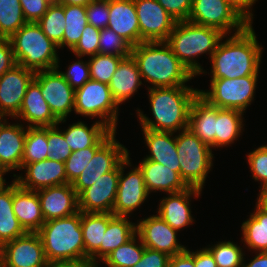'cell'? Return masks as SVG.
I'll list each match as a JSON object with an SVG mask.
<instances>
[{"label":"cell","instance_id":"11a10c76","mask_svg":"<svg viewBox=\"0 0 267 267\" xmlns=\"http://www.w3.org/2000/svg\"><path fill=\"white\" fill-rule=\"evenodd\" d=\"M229 5L248 23L253 24V7L258 0H226ZM254 5V6H253Z\"/></svg>","mask_w":267,"mask_h":267},{"label":"cell","instance_id":"f907efd6","mask_svg":"<svg viewBox=\"0 0 267 267\" xmlns=\"http://www.w3.org/2000/svg\"><path fill=\"white\" fill-rule=\"evenodd\" d=\"M176 21L188 20L193 0H157Z\"/></svg>","mask_w":267,"mask_h":267},{"label":"cell","instance_id":"7dc6e473","mask_svg":"<svg viewBox=\"0 0 267 267\" xmlns=\"http://www.w3.org/2000/svg\"><path fill=\"white\" fill-rule=\"evenodd\" d=\"M100 32V29L95 28L93 25L87 24L82 31L79 42L70 53L83 58L87 57L85 59L98 54Z\"/></svg>","mask_w":267,"mask_h":267},{"label":"cell","instance_id":"277c9868","mask_svg":"<svg viewBox=\"0 0 267 267\" xmlns=\"http://www.w3.org/2000/svg\"><path fill=\"white\" fill-rule=\"evenodd\" d=\"M225 36L220 30L197 25L189 21H177L170 33L167 43L177 58L195 76H200L205 70L198 59L205 54L209 60L219 42Z\"/></svg>","mask_w":267,"mask_h":267},{"label":"cell","instance_id":"be15d7a7","mask_svg":"<svg viewBox=\"0 0 267 267\" xmlns=\"http://www.w3.org/2000/svg\"><path fill=\"white\" fill-rule=\"evenodd\" d=\"M9 173L0 163V179L5 183L6 182V178H4V176Z\"/></svg>","mask_w":267,"mask_h":267},{"label":"cell","instance_id":"d6986e66","mask_svg":"<svg viewBox=\"0 0 267 267\" xmlns=\"http://www.w3.org/2000/svg\"><path fill=\"white\" fill-rule=\"evenodd\" d=\"M202 190L189 187L185 191L167 194L159 200L156 214L159 215L174 230L180 232L195 223L191 207L192 198L197 200L202 196Z\"/></svg>","mask_w":267,"mask_h":267},{"label":"cell","instance_id":"e575fe53","mask_svg":"<svg viewBox=\"0 0 267 267\" xmlns=\"http://www.w3.org/2000/svg\"><path fill=\"white\" fill-rule=\"evenodd\" d=\"M112 213L81 212V229L85 248V261L100 247Z\"/></svg>","mask_w":267,"mask_h":267},{"label":"cell","instance_id":"3957f363","mask_svg":"<svg viewBox=\"0 0 267 267\" xmlns=\"http://www.w3.org/2000/svg\"><path fill=\"white\" fill-rule=\"evenodd\" d=\"M132 57L148 88L190 86L195 76L177 58L166 41L142 42L132 46Z\"/></svg>","mask_w":267,"mask_h":267},{"label":"cell","instance_id":"6125c7cd","mask_svg":"<svg viewBox=\"0 0 267 267\" xmlns=\"http://www.w3.org/2000/svg\"><path fill=\"white\" fill-rule=\"evenodd\" d=\"M54 1L64 5H77L86 7L92 0H54Z\"/></svg>","mask_w":267,"mask_h":267},{"label":"cell","instance_id":"ac0fdd59","mask_svg":"<svg viewBox=\"0 0 267 267\" xmlns=\"http://www.w3.org/2000/svg\"><path fill=\"white\" fill-rule=\"evenodd\" d=\"M13 178L19 186L27 190L37 191L42 188L69 183L65 173V163L45 159L43 161L25 164ZM24 174V175H23Z\"/></svg>","mask_w":267,"mask_h":267},{"label":"cell","instance_id":"83f0119b","mask_svg":"<svg viewBox=\"0 0 267 267\" xmlns=\"http://www.w3.org/2000/svg\"><path fill=\"white\" fill-rule=\"evenodd\" d=\"M13 211L26 232H38L45 222L37 192L22 188L14 179Z\"/></svg>","mask_w":267,"mask_h":267},{"label":"cell","instance_id":"484cf974","mask_svg":"<svg viewBox=\"0 0 267 267\" xmlns=\"http://www.w3.org/2000/svg\"><path fill=\"white\" fill-rule=\"evenodd\" d=\"M107 28L123 37L132 46L140 43V28L134 0H109Z\"/></svg>","mask_w":267,"mask_h":267},{"label":"cell","instance_id":"816d5d0a","mask_svg":"<svg viewBox=\"0 0 267 267\" xmlns=\"http://www.w3.org/2000/svg\"><path fill=\"white\" fill-rule=\"evenodd\" d=\"M27 22H37L54 0H19Z\"/></svg>","mask_w":267,"mask_h":267},{"label":"cell","instance_id":"9a60e30c","mask_svg":"<svg viewBox=\"0 0 267 267\" xmlns=\"http://www.w3.org/2000/svg\"><path fill=\"white\" fill-rule=\"evenodd\" d=\"M136 234L146 248H151L174 256L187 249L178 240V231L174 230L159 215L152 214L136 220Z\"/></svg>","mask_w":267,"mask_h":267},{"label":"cell","instance_id":"2e32d148","mask_svg":"<svg viewBox=\"0 0 267 267\" xmlns=\"http://www.w3.org/2000/svg\"><path fill=\"white\" fill-rule=\"evenodd\" d=\"M140 28V43L167 41L177 21L157 0H134Z\"/></svg>","mask_w":267,"mask_h":267},{"label":"cell","instance_id":"7bdbcfd3","mask_svg":"<svg viewBox=\"0 0 267 267\" xmlns=\"http://www.w3.org/2000/svg\"><path fill=\"white\" fill-rule=\"evenodd\" d=\"M123 56L96 54L89 57V72L90 79L99 81L104 84H109L111 77L115 73Z\"/></svg>","mask_w":267,"mask_h":267},{"label":"cell","instance_id":"44dd1931","mask_svg":"<svg viewBox=\"0 0 267 267\" xmlns=\"http://www.w3.org/2000/svg\"><path fill=\"white\" fill-rule=\"evenodd\" d=\"M44 220L65 218L79 212L78 195L71 183L36 191Z\"/></svg>","mask_w":267,"mask_h":267},{"label":"cell","instance_id":"cb8c5ba5","mask_svg":"<svg viewBox=\"0 0 267 267\" xmlns=\"http://www.w3.org/2000/svg\"><path fill=\"white\" fill-rule=\"evenodd\" d=\"M143 173L146 189L151 193L164 192L165 195L182 192L189 187L182 180L180 174L174 168H168L162 164L142 159L137 165Z\"/></svg>","mask_w":267,"mask_h":267},{"label":"cell","instance_id":"8992f818","mask_svg":"<svg viewBox=\"0 0 267 267\" xmlns=\"http://www.w3.org/2000/svg\"><path fill=\"white\" fill-rule=\"evenodd\" d=\"M9 40L17 65L34 72L56 68L59 47L43 33L37 22H26Z\"/></svg>","mask_w":267,"mask_h":267},{"label":"cell","instance_id":"7a4b0ae2","mask_svg":"<svg viewBox=\"0 0 267 267\" xmlns=\"http://www.w3.org/2000/svg\"><path fill=\"white\" fill-rule=\"evenodd\" d=\"M149 110L153 118L136 108L141 129L172 132L188 129L189 111L199 89L192 86L148 88Z\"/></svg>","mask_w":267,"mask_h":267},{"label":"cell","instance_id":"8fae6325","mask_svg":"<svg viewBox=\"0 0 267 267\" xmlns=\"http://www.w3.org/2000/svg\"><path fill=\"white\" fill-rule=\"evenodd\" d=\"M187 21L216 28L225 35L239 33L249 25L226 0H193Z\"/></svg>","mask_w":267,"mask_h":267},{"label":"cell","instance_id":"52a82bcc","mask_svg":"<svg viewBox=\"0 0 267 267\" xmlns=\"http://www.w3.org/2000/svg\"><path fill=\"white\" fill-rule=\"evenodd\" d=\"M176 148L182 180L188 187L203 191L208 174L214 166L212 148L188 129L176 133Z\"/></svg>","mask_w":267,"mask_h":267},{"label":"cell","instance_id":"b9f144b4","mask_svg":"<svg viewBox=\"0 0 267 267\" xmlns=\"http://www.w3.org/2000/svg\"><path fill=\"white\" fill-rule=\"evenodd\" d=\"M215 243L205 247L213 255L218 267H242L246 251L237 242L225 239Z\"/></svg>","mask_w":267,"mask_h":267},{"label":"cell","instance_id":"d4e9b609","mask_svg":"<svg viewBox=\"0 0 267 267\" xmlns=\"http://www.w3.org/2000/svg\"><path fill=\"white\" fill-rule=\"evenodd\" d=\"M144 84L138 65L132 55L123 58L108 84L113 99L121 106L131 100Z\"/></svg>","mask_w":267,"mask_h":267},{"label":"cell","instance_id":"9f6ffc18","mask_svg":"<svg viewBox=\"0 0 267 267\" xmlns=\"http://www.w3.org/2000/svg\"><path fill=\"white\" fill-rule=\"evenodd\" d=\"M169 267H195L194 251L187 247L185 251L170 256Z\"/></svg>","mask_w":267,"mask_h":267},{"label":"cell","instance_id":"60d3db41","mask_svg":"<svg viewBox=\"0 0 267 267\" xmlns=\"http://www.w3.org/2000/svg\"><path fill=\"white\" fill-rule=\"evenodd\" d=\"M26 22L19 0H0V37L10 38Z\"/></svg>","mask_w":267,"mask_h":267},{"label":"cell","instance_id":"30bf717a","mask_svg":"<svg viewBox=\"0 0 267 267\" xmlns=\"http://www.w3.org/2000/svg\"><path fill=\"white\" fill-rule=\"evenodd\" d=\"M130 155L128 150V156L120 163L117 196L112 214L132 218L134 211H138L139 207L142 208L141 206L148 202L150 194L146 189L142 171L136 164L134 166ZM127 167H130L129 171L125 170Z\"/></svg>","mask_w":267,"mask_h":267},{"label":"cell","instance_id":"5bb4252c","mask_svg":"<svg viewBox=\"0 0 267 267\" xmlns=\"http://www.w3.org/2000/svg\"><path fill=\"white\" fill-rule=\"evenodd\" d=\"M1 267H47L38 232H26L0 247Z\"/></svg>","mask_w":267,"mask_h":267},{"label":"cell","instance_id":"bcb514c9","mask_svg":"<svg viewBox=\"0 0 267 267\" xmlns=\"http://www.w3.org/2000/svg\"><path fill=\"white\" fill-rule=\"evenodd\" d=\"M75 61L70 62L68 67H65V71H61L60 69V59L58 60L56 68L63 75L65 80L70 84V86L76 90L82 87L87 81L90 80V72H89V62L88 60H83V57L75 56Z\"/></svg>","mask_w":267,"mask_h":267},{"label":"cell","instance_id":"680465c9","mask_svg":"<svg viewBox=\"0 0 267 267\" xmlns=\"http://www.w3.org/2000/svg\"><path fill=\"white\" fill-rule=\"evenodd\" d=\"M244 255L242 267H267V252H255L252 258ZM247 257V259L245 258Z\"/></svg>","mask_w":267,"mask_h":267},{"label":"cell","instance_id":"6f0895ef","mask_svg":"<svg viewBox=\"0 0 267 267\" xmlns=\"http://www.w3.org/2000/svg\"><path fill=\"white\" fill-rule=\"evenodd\" d=\"M194 266L195 267H218L213 255L206 248L202 247L196 249L194 252Z\"/></svg>","mask_w":267,"mask_h":267},{"label":"cell","instance_id":"03108f58","mask_svg":"<svg viewBox=\"0 0 267 267\" xmlns=\"http://www.w3.org/2000/svg\"><path fill=\"white\" fill-rule=\"evenodd\" d=\"M2 184H4V182L0 179V186H1Z\"/></svg>","mask_w":267,"mask_h":267},{"label":"cell","instance_id":"ba28073f","mask_svg":"<svg viewBox=\"0 0 267 267\" xmlns=\"http://www.w3.org/2000/svg\"><path fill=\"white\" fill-rule=\"evenodd\" d=\"M119 105L113 99L107 84L90 79L75 90L74 114L96 119L117 132ZM100 119V120H99Z\"/></svg>","mask_w":267,"mask_h":267},{"label":"cell","instance_id":"f6af8a7d","mask_svg":"<svg viewBox=\"0 0 267 267\" xmlns=\"http://www.w3.org/2000/svg\"><path fill=\"white\" fill-rule=\"evenodd\" d=\"M132 45L109 28L101 29L99 36L100 54L128 57L131 55Z\"/></svg>","mask_w":267,"mask_h":267},{"label":"cell","instance_id":"d6a6232c","mask_svg":"<svg viewBox=\"0 0 267 267\" xmlns=\"http://www.w3.org/2000/svg\"><path fill=\"white\" fill-rule=\"evenodd\" d=\"M26 233L13 211V180L0 186V247Z\"/></svg>","mask_w":267,"mask_h":267},{"label":"cell","instance_id":"6da1fadb","mask_svg":"<svg viewBox=\"0 0 267 267\" xmlns=\"http://www.w3.org/2000/svg\"><path fill=\"white\" fill-rule=\"evenodd\" d=\"M257 39L252 24L239 33L225 35L210 58V73L204 70L201 75L208 73L210 79L259 75L264 48Z\"/></svg>","mask_w":267,"mask_h":267},{"label":"cell","instance_id":"91938a15","mask_svg":"<svg viewBox=\"0 0 267 267\" xmlns=\"http://www.w3.org/2000/svg\"><path fill=\"white\" fill-rule=\"evenodd\" d=\"M47 267H96L90 261H56L49 262Z\"/></svg>","mask_w":267,"mask_h":267},{"label":"cell","instance_id":"8d00e7d4","mask_svg":"<svg viewBox=\"0 0 267 267\" xmlns=\"http://www.w3.org/2000/svg\"><path fill=\"white\" fill-rule=\"evenodd\" d=\"M37 23L43 33L63 50V34L65 31L64 4L53 1Z\"/></svg>","mask_w":267,"mask_h":267},{"label":"cell","instance_id":"1f68e13d","mask_svg":"<svg viewBox=\"0 0 267 267\" xmlns=\"http://www.w3.org/2000/svg\"><path fill=\"white\" fill-rule=\"evenodd\" d=\"M244 115L239 110L216 107V149L229 147L242 137L246 122Z\"/></svg>","mask_w":267,"mask_h":267},{"label":"cell","instance_id":"e7e4bbea","mask_svg":"<svg viewBox=\"0 0 267 267\" xmlns=\"http://www.w3.org/2000/svg\"><path fill=\"white\" fill-rule=\"evenodd\" d=\"M9 118L5 113L0 111V128L8 121Z\"/></svg>","mask_w":267,"mask_h":267},{"label":"cell","instance_id":"836d02e7","mask_svg":"<svg viewBox=\"0 0 267 267\" xmlns=\"http://www.w3.org/2000/svg\"><path fill=\"white\" fill-rule=\"evenodd\" d=\"M108 130L109 128L100 121H93L88 126L85 121L78 119L77 122L69 124L66 129L64 127L62 133L71 151L75 152L92 147Z\"/></svg>","mask_w":267,"mask_h":267},{"label":"cell","instance_id":"c3c4849f","mask_svg":"<svg viewBox=\"0 0 267 267\" xmlns=\"http://www.w3.org/2000/svg\"><path fill=\"white\" fill-rule=\"evenodd\" d=\"M252 179L261 187L267 184V149L260 145L246 155Z\"/></svg>","mask_w":267,"mask_h":267},{"label":"cell","instance_id":"94428289","mask_svg":"<svg viewBox=\"0 0 267 267\" xmlns=\"http://www.w3.org/2000/svg\"><path fill=\"white\" fill-rule=\"evenodd\" d=\"M259 194H257L256 205L262 210L267 211V184L259 188Z\"/></svg>","mask_w":267,"mask_h":267},{"label":"cell","instance_id":"5b68a950","mask_svg":"<svg viewBox=\"0 0 267 267\" xmlns=\"http://www.w3.org/2000/svg\"><path fill=\"white\" fill-rule=\"evenodd\" d=\"M47 262L85 261L81 211L65 218L47 220L38 231Z\"/></svg>","mask_w":267,"mask_h":267},{"label":"cell","instance_id":"f35d334b","mask_svg":"<svg viewBox=\"0 0 267 267\" xmlns=\"http://www.w3.org/2000/svg\"><path fill=\"white\" fill-rule=\"evenodd\" d=\"M47 127H27L22 167L48 159Z\"/></svg>","mask_w":267,"mask_h":267},{"label":"cell","instance_id":"9c48e42d","mask_svg":"<svg viewBox=\"0 0 267 267\" xmlns=\"http://www.w3.org/2000/svg\"><path fill=\"white\" fill-rule=\"evenodd\" d=\"M259 75L234 79H211L209 90L199 89V95L220 109H235L246 113L254 102Z\"/></svg>","mask_w":267,"mask_h":267},{"label":"cell","instance_id":"d590c367","mask_svg":"<svg viewBox=\"0 0 267 267\" xmlns=\"http://www.w3.org/2000/svg\"><path fill=\"white\" fill-rule=\"evenodd\" d=\"M65 31L63 34V49L71 51L81 38L82 31L88 24L86 7L64 5Z\"/></svg>","mask_w":267,"mask_h":267},{"label":"cell","instance_id":"4316f807","mask_svg":"<svg viewBox=\"0 0 267 267\" xmlns=\"http://www.w3.org/2000/svg\"><path fill=\"white\" fill-rule=\"evenodd\" d=\"M141 130L144 137V144L149 153L143 159L154 161L168 168H174V171L180 174L179 156L176 148V133L158 132L149 129Z\"/></svg>","mask_w":267,"mask_h":267},{"label":"cell","instance_id":"603a6c76","mask_svg":"<svg viewBox=\"0 0 267 267\" xmlns=\"http://www.w3.org/2000/svg\"><path fill=\"white\" fill-rule=\"evenodd\" d=\"M7 121L0 128V163L8 171H19L22 168V157L27 127L15 120Z\"/></svg>","mask_w":267,"mask_h":267},{"label":"cell","instance_id":"7402d4cb","mask_svg":"<svg viewBox=\"0 0 267 267\" xmlns=\"http://www.w3.org/2000/svg\"><path fill=\"white\" fill-rule=\"evenodd\" d=\"M13 119L19 120L26 127H48L59 122L51 112L35 79L27 86L19 113Z\"/></svg>","mask_w":267,"mask_h":267},{"label":"cell","instance_id":"db71d44e","mask_svg":"<svg viewBox=\"0 0 267 267\" xmlns=\"http://www.w3.org/2000/svg\"><path fill=\"white\" fill-rule=\"evenodd\" d=\"M17 65L9 38L0 37V77Z\"/></svg>","mask_w":267,"mask_h":267},{"label":"cell","instance_id":"7c38bea8","mask_svg":"<svg viewBox=\"0 0 267 267\" xmlns=\"http://www.w3.org/2000/svg\"><path fill=\"white\" fill-rule=\"evenodd\" d=\"M117 133L95 152L93 159L72 183L77 195L94 185L102 175L113 171L128 156V148L116 139Z\"/></svg>","mask_w":267,"mask_h":267},{"label":"cell","instance_id":"4fadbf2b","mask_svg":"<svg viewBox=\"0 0 267 267\" xmlns=\"http://www.w3.org/2000/svg\"><path fill=\"white\" fill-rule=\"evenodd\" d=\"M34 79L39 83L41 94L49 105L54 117L67 120L74 112L75 90L57 68L37 71Z\"/></svg>","mask_w":267,"mask_h":267},{"label":"cell","instance_id":"ab89813d","mask_svg":"<svg viewBox=\"0 0 267 267\" xmlns=\"http://www.w3.org/2000/svg\"><path fill=\"white\" fill-rule=\"evenodd\" d=\"M115 133L108 130L92 147L72 152L65 163L67 181L73 183L93 159L95 152Z\"/></svg>","mask_w":267,"mask_h":267},{"label":"cell","instance_id":"f1b7e54d","mask_svg":"<svg viewBox=\"0 0 267 267\" xmlns=\"http://www.w3.org/2000/svg\"><path fill=\"white\" fill-rule=\"evenodd\" d=\"M136 234V222L129 216H113L105 230L103 242L89 257L91 264L100 266L106 257L119 246L125 244Z\"/></svg>","mask_w":267,"mask_h":267},{"label":"cell","instance_id":"ffe728a7","mask_svg":"<svg viewBox=\"0 0 267 267\" xmlns=\"http://www.w3.org/2000/svg\"><path fill=\"white\" fill-rule=\"evenodd\" d=\"M33 70L16 65L0 77V111L13 119L21 108L27 86L34 79Z\"/></svg>","mask_w":267,"mask_h":267},{"label":"cell","instance_id":"74e56055","mask_svg":"<svg viewBox=\"0 0 267 267\" xmlns=\"http://www.w3.org/2000/svg\"><path fill=\"white\" fill-rule=\"evenodd\" d=\"M144 249L141 239L135 234L125 244L111 252L102 264H105V267H133L141 260Z\"/></svg>","mask_w":267,"mask_h":267},{"label":"cell","instance_id":"4dcf8cb0","mask_svg":"<svg viewBox=\"0 0 267 267\" xmlns=\"http://www.w3.org/2000/svg\"><path fill=\"white\" fill-rule=\"evenodd\" d=\"M249 215L240 226L242 232L240 243L250 253L267 252V211L255 204Z\"/></svg>","mask_w":267,"mask_h":267},{"label":"cell","instance_id":"ee69618b","mask_svg":"<svg viewBox=\"0 0 267 267\" xmlns=\"http://www.w3.org/2000/svg\"><path fill=\"white\" fill-rule=\"evenodd\" d=\"M67 120H59L54 126L47 127V141H48V158L59 162H65L72 154L71 148L65 141V137L62 133V128L59 127L62 123H66Z\"/></svg>","mask_w":267,"mask_h":267},{"label":"cell","instance_id":"e0dca14e","mask_svg":"<svg viewBox=\"0 0 267 267\" xmlns=\"http://www.w3.org/2000/svg\"><path fill=\"white\" fill-rule=\"evenodd\" d=\"M120 164L102 175L94 185L78 195L79 211L85 213H112L116 201Z\"/></svg>","mask_w":267,"mask_h":267},{"label":"cell","instance_id":"681fc988","mask_svg":"<svg viewBox=\"0 0 267 267\" xmlns=\"http://www.w3.org/2000/svg\"><path fill=\"white\" fill-rule=\"evenodd\" d=\"M87 22L95 28H107L109 23V0H92L86 6Z\"/></svg>","mask_w":267,"mask_h":267},{"label":"cell","instance_id":"f546056e","mask_svg":"<svg viewBox=\"0 0 267 267\" xmlns=\"http://www.w3.org/2000/svg\"><path fill=\"white\" fill-rule=\"evenodd\" d=\"M188 130L216 150V106L209 104L199 94L189 111Z\"/></svg>","mask_w":267,"mask_h":267},{"label":"cell","instance_id":"f5cc1de1","mask_svg":"<svg viewBox=\"0 0 267 267\" xmlns=\"http://www.w3.org/2000/svg\"><path fill=\"white\" fill-rule=\"evenodd\" d=\"M169 260L168 254L145 247L141 260L133 267H169Z\"/></svg>","mask_w":267,"mask_h":267}]
</instances>
